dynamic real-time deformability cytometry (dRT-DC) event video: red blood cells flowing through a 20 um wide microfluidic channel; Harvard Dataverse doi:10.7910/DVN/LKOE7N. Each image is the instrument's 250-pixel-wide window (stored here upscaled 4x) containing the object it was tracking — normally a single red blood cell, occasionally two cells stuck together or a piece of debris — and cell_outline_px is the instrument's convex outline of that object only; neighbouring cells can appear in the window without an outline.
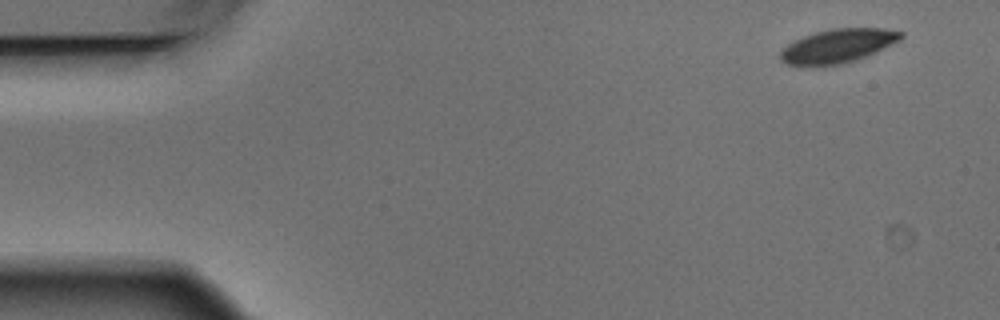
{"species": "Egyptian fruit bat (a non-hibernating species)", "species_latin": "Rousettus aegyptiacus", "temperature_condition": "warm", "stored_images_in_passage": 4, "camera_frame_rate_fps": 3000, "um_per_image_px": 0.085, "animal": {"sex": "male"}, "frame": {"image": 1, "passage_image": 1, "time_ms": 0.0, "image_size_px": [1000, 320], "cell_outline_px": [[904, 36], [900, 40], [856, 60], [824, 68], [808, 68], [788, 64], [780, 60], [780, 52], [792, 40], [816, 32], [832, 28], [884, 28], [904, 32]], "centroid_in_image_um": [71.16, 3.94], "position_along_channel_um": 13.8, "area_um2": 24.22}}